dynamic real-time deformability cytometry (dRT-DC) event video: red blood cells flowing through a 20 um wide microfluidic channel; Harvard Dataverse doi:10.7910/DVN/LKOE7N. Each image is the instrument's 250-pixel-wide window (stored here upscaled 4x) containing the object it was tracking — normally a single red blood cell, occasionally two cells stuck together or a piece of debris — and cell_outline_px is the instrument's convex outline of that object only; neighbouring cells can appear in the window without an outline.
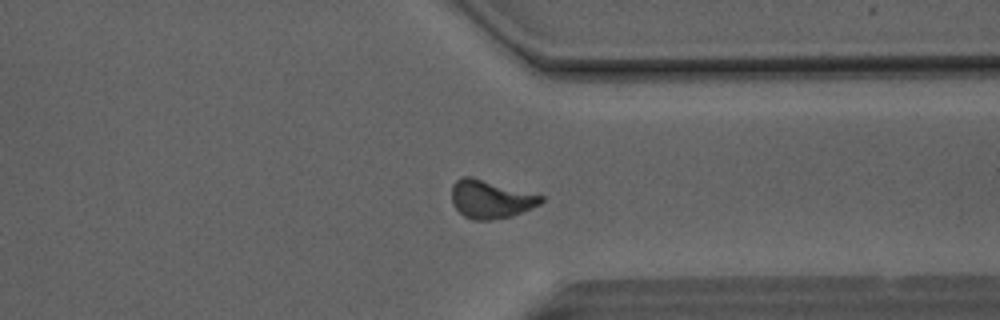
{"species": "Egyptian fruit bat (a non-hibernating species)", "species_latin": "Rousettus aegyptiacus", "temperature_condition": "room temperature", "stored_images_in_passage": 50, "camera_frame_rate_fps": 3000, "um_per_image_px": 0.085, "animal": {"sex": "male"}, "frame": {"image": 1, "passage_image": 38, "time_ms": 12.333, "image_size_px": [1000, 320], "cell_outline_px": [[544, 200], [540, 204], [532, 208], [508, 216], [492, 220], [472, 220], [464, 216], [452, 204], [452, 184], [460, 176], [472, 176], [544, 196]], "centroid_in_image_um": [41.67, 16.91], "position_along_channel_um": 369.7, "area_um2": 19.88}}
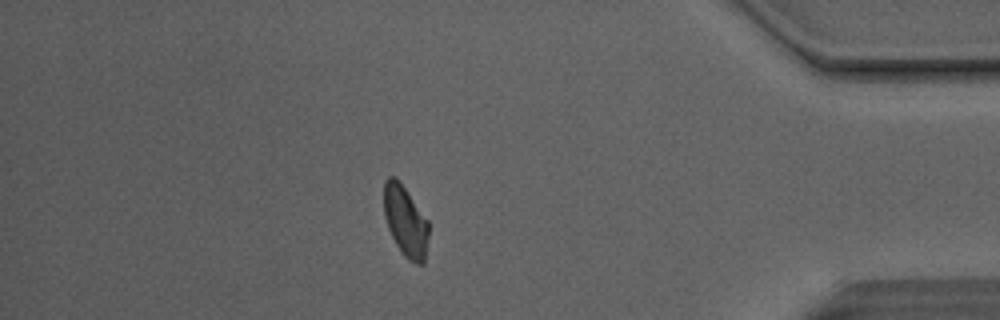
{"frame": {"image": 2, "passage_image": 43, "time_ms": 14.0, "image_size_px": [1000, 320], "cell_outline_px": [[428, 236], [424, 264], [416, 264], [408, 260], [400, 252], [388, 228], [384, 216], [384, 180], [388, 176], [396, 176], [400, 180], [428, 220]], "centroid_in_image_um": [34.45, 18.78], "position_along_channel_um": 400.7, "area_um2": 18.73}}